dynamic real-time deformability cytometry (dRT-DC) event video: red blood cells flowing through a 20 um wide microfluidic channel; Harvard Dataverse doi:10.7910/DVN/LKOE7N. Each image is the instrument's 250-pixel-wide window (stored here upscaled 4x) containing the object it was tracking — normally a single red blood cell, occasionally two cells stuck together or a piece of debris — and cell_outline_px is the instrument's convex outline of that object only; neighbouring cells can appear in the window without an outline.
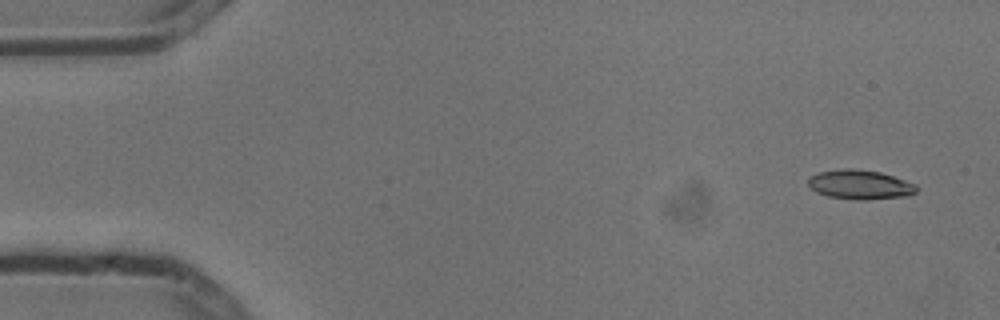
{"species": "common noctule bat (a hibernating species)", "species_latin": "Nyctalus noctula", "temperature_condition": "cold", "stored_images_in_passage": 8, "camera_frame_rate_fps": 3000, "um_per_image_px": 0.085, "animal": {"sex": "male", "body_mass_g": 13.3}, "frame": {"image": 1, "passage_image": 1, "time_ms": 0.0, "image_size_px": [1000, 320], "cell_outline_px": [[916, 192], [908, 196], [868, 200], [860, 200], [828, 196], [816, 192], [808, 184], [808, 180], [812, 176], [820, 172], [848, 168], [880, 172], [916, 184]], "centroid_in_image_um": [73.12, 15.71], "position_along_channel_um": 11.9, "area_um2": 18.26}}
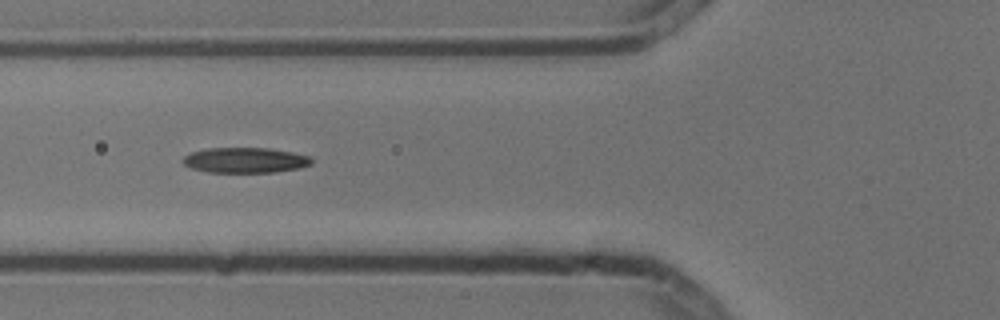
{"frame": {"image": 2, "passage_image": 6, "time_ms": 1.667, "image_size_px": [1000, 320], "cell_outline_px": [[312, 164], [300, 168], [272, 172], [208, 172], [192, 168], [184, 164], [184, 156], [192, 152], [208, 148], [268, 148], [292, 152], [308, 156], [312, 160]], "centroid_in_image_um": [20.86, 13.61], "position_along_channel_um": 104.9, "area_um2": 18.79}}
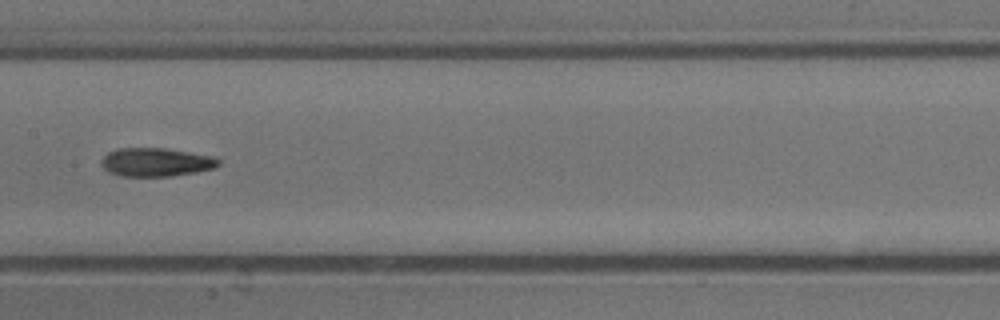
{"frame": {"image": 3, "passage_image": 8, "time_ms": 2.333, "image_size_px": [1000, 320], "cell_outline_px": [[220, 164], [216, 168], [196, 172], [172, 176], [124, 176], [108, 172], [104, 168], [100, 160], [108, 152], [116, 148], [164, 148], [212, 156], [220, 160]], "centroid_in_image_um": [13.26, 13.78], "position_along_channel_um": 194.1, "area_um2": 19.48}}